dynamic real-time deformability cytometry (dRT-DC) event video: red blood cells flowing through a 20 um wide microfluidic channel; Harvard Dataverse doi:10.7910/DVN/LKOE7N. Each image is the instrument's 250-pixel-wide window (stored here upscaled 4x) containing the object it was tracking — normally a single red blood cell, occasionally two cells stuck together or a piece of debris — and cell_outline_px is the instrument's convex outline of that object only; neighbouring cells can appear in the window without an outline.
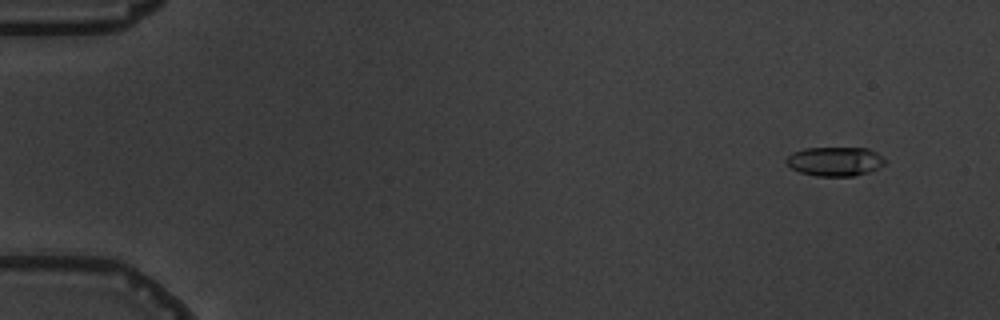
{"species": "common noctule bat (a hibernating species)", "species_latin": "Nyctalus noctula", "temperature_condition": "warm", "stored_images_in_passage": 9, "camera_frame_rate_fps": 3000, "um_per_image_px": 0.085, "animal": {"sex": "male", "body_mass_g": 19.5, "forearm_length_mm": 54.6}, "frame": {"image": 1, "passage_image": 1, "time_ms": 0.0, "image_size_px": [1000, 320], "cell_outline_px": [[884, 164], [868, 172], [852, 176], [816, 176], [800, 172], [792, 168], [784, 160], [792, 152], [804, 148], [868, 148], [876, 152], [884, 160]], "centroid_in_image_um": [70.93, 13.71], "position_along_channel_um": 14.1, "area_um2": 16.59}}
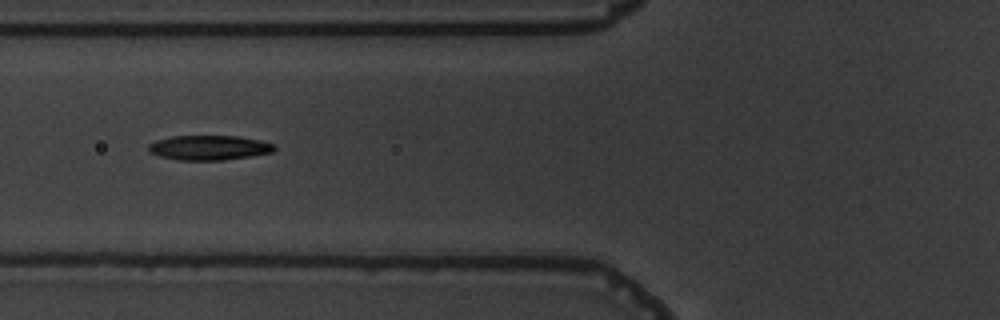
{"frame": {"image": 2, "passage_image": 6, "time_ms": 6.0, "image_size_px": [1000, 320], "cell_outline_px": [[276, 148], [272, 152], [224, 160], [176, 160], [160, 156], [148, 152], [148, 144], [156, 140], [172, 136], [236, 136], [260, 140], [276, 144]], "centroid_in_image_um": [17.75, 12.55], "position_along_channel_um": 108.1, "area_um2": 18.15}}
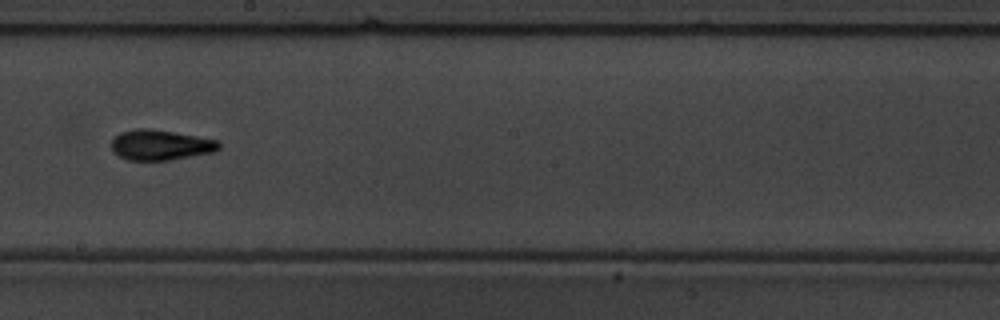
{"frame": {"image": 3, "passage_image": 9, "time_ms": 9.333, "image_size_px": [1000, 320], "cell_outline_px": [[220, 148], [216, 152], [168, 160], [128, 160], [112, 152], [112, 140], [120, 132], [136, 128], [152, 128], [220, 140]], "centroid_in_image_um": [13.67, 12.31], "position_along_channel_um": 234.5, "area_um2": 19.19}}